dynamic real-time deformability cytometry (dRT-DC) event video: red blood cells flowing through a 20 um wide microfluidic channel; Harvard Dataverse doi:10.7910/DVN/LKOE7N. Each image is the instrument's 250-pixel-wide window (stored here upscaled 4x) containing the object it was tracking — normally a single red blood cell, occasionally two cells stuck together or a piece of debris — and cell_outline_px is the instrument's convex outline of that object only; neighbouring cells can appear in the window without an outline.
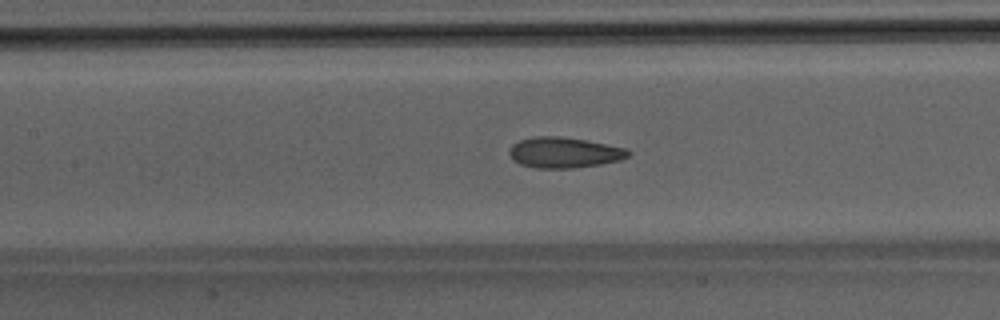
{"species": "Egyptian fruit bat (a non-hibernating species)", "species_latin": "Rousettus aegyptiacus", "temperature_condition": "room temperature", "stored_images_in_passage": 46, "camera_frame_rate_fps": 3000, "um_per_image_px": 0.085, "animal": {"sex": "male"}, "frame": {"image": 1, "passage_image": 23, "time_ms": 7.333, "image_size_px": [1000, 320], "cell_outline_px": [[632, 152], [628, 156], [620, 160], [600, 164], [572, 168], [536, 168], [520, 164], [512, 160], [508, 152], [512, 144], [520, 140], [536, 136], [560, 136], [584, 140], [628, 148]], "centroid_in_image_um": [47.94, 12.97], "position_along_channel_um": 159.5, "area_um2": 21.27}}
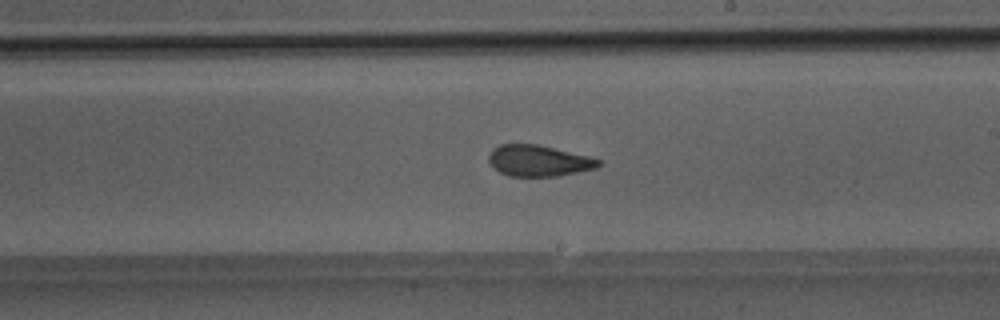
{"frame": {"image": 2, "passage_image": 29, "time_ms": 9.333, "image_size_px": [1000, 320], "cell_outline_px": [[600, 164], [596, 168], [556, 176], [508, 176], [500, 172], [488, 160], [488, 156], [492, 148], [500, 144], [536, 144], [588, 156], [600, 160]], "centroid_in_image_um": [45.75, 13.66], "position_along_channel_um": 243.3, "area_um2": 19.65}}
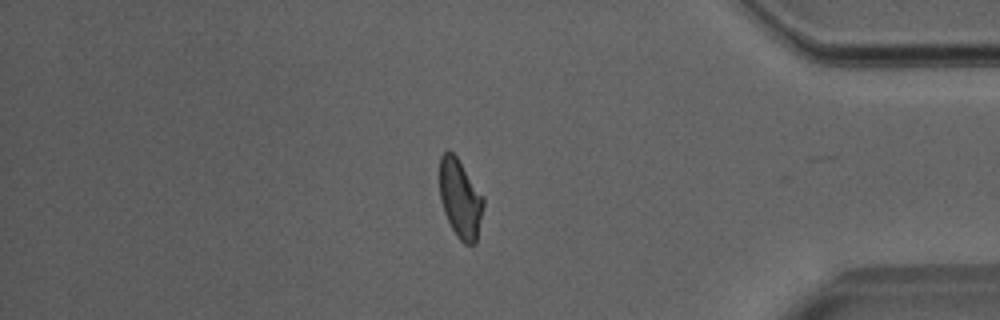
{"frame": {"image": 3, "passage_image": 42, "time_ms": 13.667, "image_size_px": [1000, 320], "cell_outline_px": [[484, 204], [476, 244], [464, 244], [456, 236], [444, 212], [440, 200], [440, 156], [444, 152], [452, 152], [456, 156], [484, 196]], "centroid_in_image_um": [39.13, 16.91], "position_along_channel_um": 396.1, "area_um2": 20.06}}